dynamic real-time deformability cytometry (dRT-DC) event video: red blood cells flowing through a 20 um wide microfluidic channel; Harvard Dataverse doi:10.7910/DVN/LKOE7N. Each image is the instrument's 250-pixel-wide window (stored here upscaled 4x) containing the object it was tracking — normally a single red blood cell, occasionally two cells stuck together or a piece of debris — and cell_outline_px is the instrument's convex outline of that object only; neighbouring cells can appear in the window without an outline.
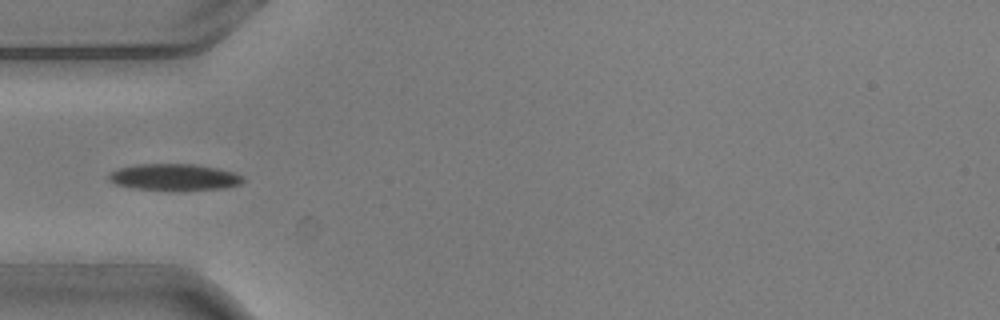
{"species": "common noctule bat (a hibernating species)", "species_latin": "Nyctalus noctula", "temperature_condition": "warm", "stored_images_in_passage": 10, "camera_frame_rate_fps": 3000, "um_per_image_px": 0.085, "animal": {"sex": "male", "body_mass_g": 20.5, "forearm_length_mm": 52.5}, "frame": {"image": 1, "passage_image": 5, "time_ms": 1.333, "image_size_px": [1000, 320], "cell_outline_px": [[244, 180], [240, 184], [224, 188], [180, 192], [176, 192], [132, 188], [116, 184], [108, 180], [108, 172], [116, 168], [136, 164], [196, 164], [220, 168], [236, 172], [244, 176]], "centroid_in_image_um": [14.82, 15.07], "position_along_channel_um": 70.2, "area_um2": 21.73}}
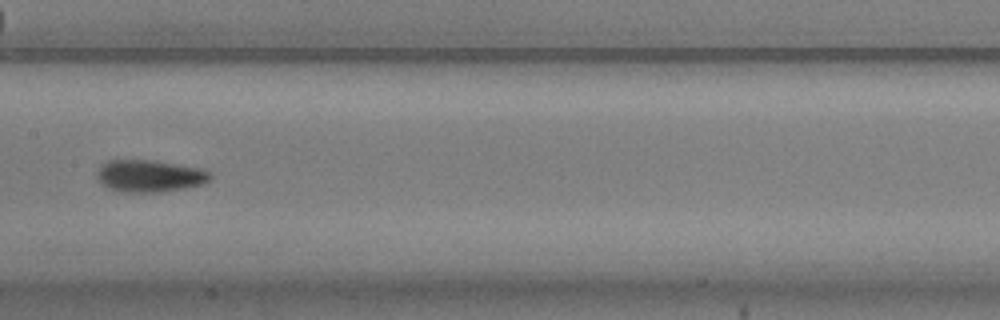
{"frame": {"image": 2, "passage_image": 8, "time_ms": 2.333, "image_size_px": [1000, 320], "cell_outline_px": [[212, 176], [204, 184], [184, 188], [160, 192], [120, 192], [108, 188], [96, 176], [96, 172], [100, 164], [108, 160], [156, 160], [204, 168], [212, 172]], "centroid_in_image_um": [12.75, 14.94], "position_along_channel_um": 194.7, "area_um2": 21.56}}
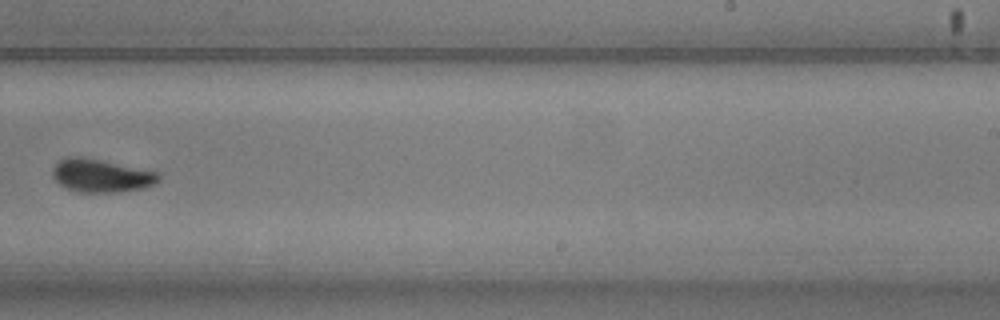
{"frame": {"image": 3, "passage_image": 10, "time_ms": 3.0, "image_size_px": [1000, 320], "cell_outline_px": [[160, 180], [156, 184], [144, 188], [120, 192], [80, 192], [68, 188], [60, 184], [52, 176], [52, 168], [64, 156], [84, 156], [160, 172]], "centroid_in_image_um": [8.63, 14.91], "position_along_channel_um": 280.4, "area_um2": 20.81}}